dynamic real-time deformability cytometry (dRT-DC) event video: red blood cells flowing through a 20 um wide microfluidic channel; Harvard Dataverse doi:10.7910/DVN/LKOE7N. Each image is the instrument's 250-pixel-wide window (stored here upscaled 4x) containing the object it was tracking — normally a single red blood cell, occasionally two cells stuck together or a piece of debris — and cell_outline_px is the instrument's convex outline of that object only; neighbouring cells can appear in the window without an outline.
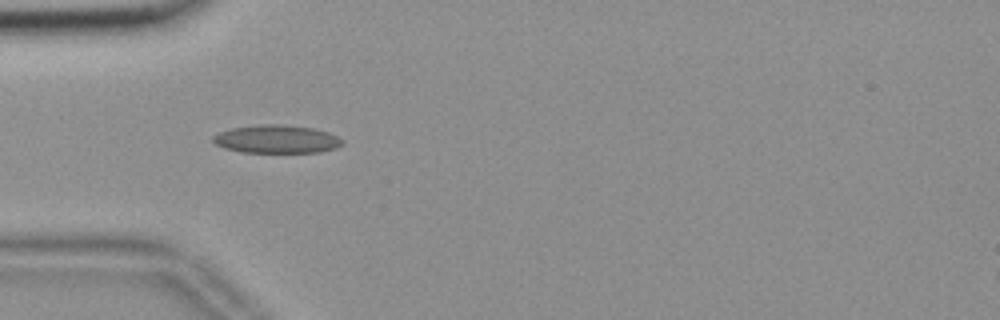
{"species": "common noctule bat (a hibernating species)", "species_latin": "Nyctalus noctula", "temperature_condition": "room temperature", "stored_images_in_passage": 28, "camera_frame_rate_fps": 3000, "um_per_image_px": 0.085, "animal": {"sex": "female", "body_mass_g": 18.4}, "frame": {"image": 1, "passage_image": 5, "time_ms": 1.333, "image_size_px": [1000, 320], "cell_outline_px": [[344, 144], [336, 148], [320, 152], [240, 152], [224, 148], [216, 144], [212, 140], [212, 136], [220, 132], [232, 128], [268, 124], [276, 124], [312, 128], [328, 132], [344, 140]], "centroid_in_image_um": [23.53, 11.84], "position_along_channel_um": 61.5, "area_um2": 21.04}}
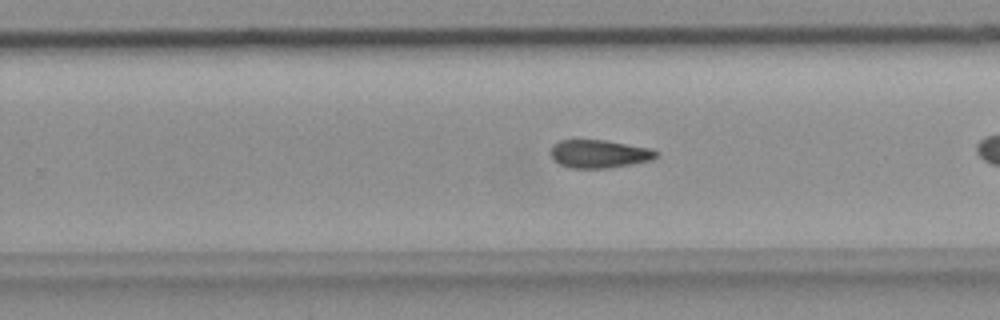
{"frame": {"image": 2, "passage_image": 20, "time_ms": 6.333, "image_size_px": [1000, 320], "cell_outline_px": [[660, 156], [652, 160], [632, 164], [608, 168], [568, 168], [560, 164], [548, 152], [560, 140], [604, 140], [652, 148]], "centroid_in_image_um": [50.97, 13.08], "position_along_channel_um": 278.8, "area_um2": 17.28}}
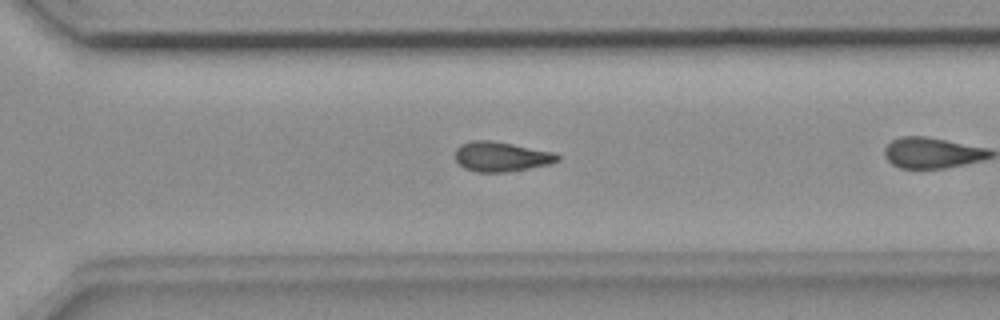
{"frame": {"image": 3, "passage_image": 24, "time_ms": 7.667, "image_size_px": [1000, 320], "cell_outline_px": [[560, 160], [552, 164], [508, 172], [476, 172], [464, 168], [456, 160], [456, 148], [460, 144], [472, 140], [492, 140], [556, 152], [560, 156]], "centroid_in_image_um": [42.64, 13.31], "position_along_channel_um": 328.0, "area_um2": 18.03}}